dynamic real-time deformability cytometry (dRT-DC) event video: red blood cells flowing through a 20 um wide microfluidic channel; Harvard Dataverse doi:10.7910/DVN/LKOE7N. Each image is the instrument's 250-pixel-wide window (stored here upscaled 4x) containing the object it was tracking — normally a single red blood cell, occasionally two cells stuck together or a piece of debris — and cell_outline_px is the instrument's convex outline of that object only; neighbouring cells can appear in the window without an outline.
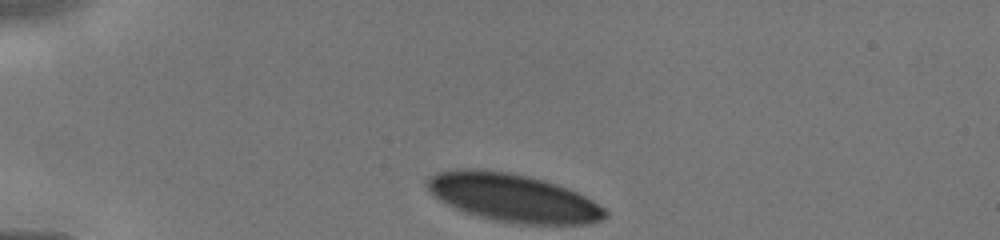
{"species": "human", "species_latin": "Homo sapiens", "temperature_condition": "cold", "stored_images_in_passage": 22, "camera_frame_rate_fps": 3000, "um_per_image_px": 0.085, "donor": {"sex": "male"}, "frame": {"image": 1, "passage_image": 1, "time_ms": 0.0, "image_size_px": [1000, 240], "cell_outline_px": [[608, 216], [592, 224], [520, 224], [492, 220], [464, 212], [440, 200], [428, 188], [428, 176], [436, 172], [456, 168], [468, 168], [508, 172], [528, 176], [544, 180], [568, 188], [592, 200], [604, 208], [608, 212]], "centroid_in_image_um": [43.62, 16.81], "position_along_channel_um": 41.4, "area_um2": 49.77}}
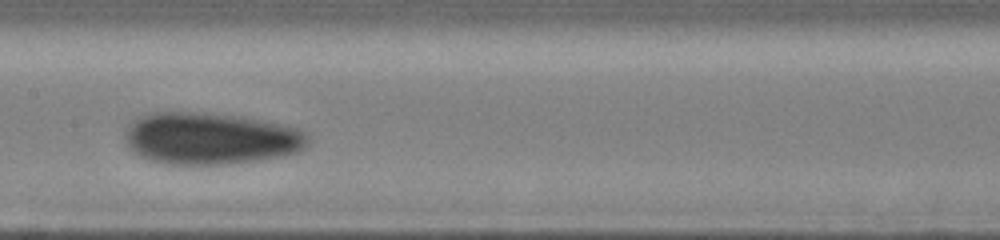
{"frame": {"image": 2, "passage_image": 13, "time_ms": 4.333, "image_size_px": [1000, 240], "cell_outline_px": [[308, 144], [304, 148], [296, 152], [280, 156], [260, 160], [228, 164], [164, 164], [140, 156], [128, 144], [128, 124], [132, 120], [152, 112], [192, 112], [244, 116], [284, 124], [300, 128], [308, 136]], "centroid_in_image_um": [17.96, 11.76], "position_along_channel_um": 189.4, "area_um2": 55.2}}
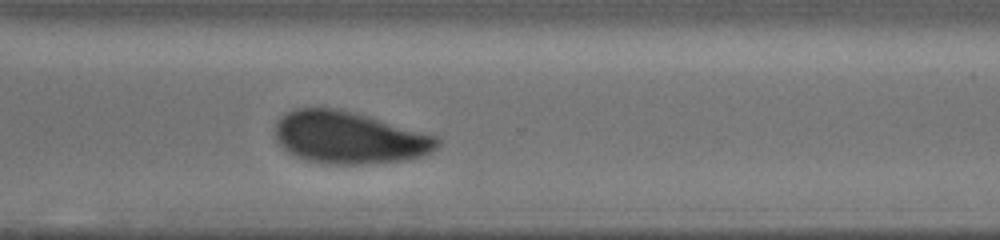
{"frame": {"image": 3, "passage_image": 22, "time_ms": 7.667, "image_size_px": [1000, 240], "cell_outline_px": [[440, 148], [424, 156], [408, 160], [360, 164], [324, 164], [304, 160], [280, 148], [276, 140], [276, 120], [280, 116], [296, 108], [332, 108], [352, 112], [436, 136], [440, 140]], "centroid_in_image_um": [29.65, 11.72], "position_along_channel_um": 340.9, "area_um2": 49.36}}